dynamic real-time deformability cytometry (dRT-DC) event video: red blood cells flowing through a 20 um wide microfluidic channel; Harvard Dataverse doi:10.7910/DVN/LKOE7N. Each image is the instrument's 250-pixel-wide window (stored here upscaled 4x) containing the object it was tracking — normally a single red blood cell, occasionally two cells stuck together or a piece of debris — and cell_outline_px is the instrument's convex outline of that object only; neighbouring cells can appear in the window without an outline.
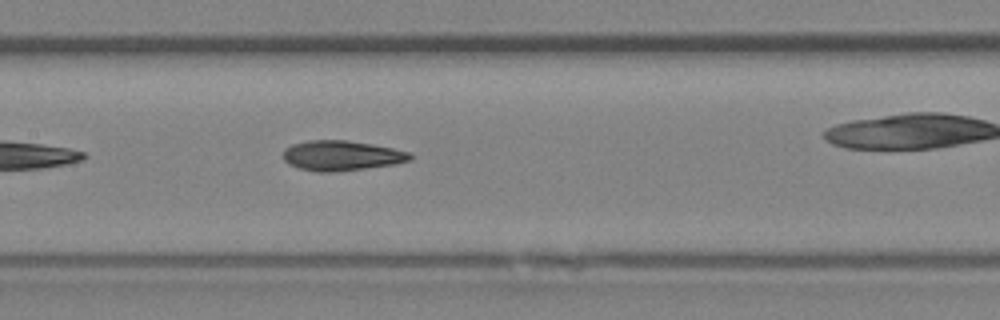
{"species": "Egyptian fruit bat (a non-hibernating species)", "species_latin": "Rousettus aegyptiacus", "temperature_condition": "room temperature", "stored_images_in_passage": 31, "camera_frame_rate_fps": 3000, "um_per_image_px": 0.085, "animal": {"sex": "female"}, "frame": {"image": 1, "passage_image": 10, "time_ms": 3.0, "image_size_px": [1000, 320], "cell_outline_px": [[412, 160], [392, 164], [364, 168], [332, 172], [316, 172], [300, 168], [288, 164], [284, 160], [284, 148], [292, 144], [308, 140], [344, 140], [372, 144], [412, 152]], "centroid_in_image_um": [29.02, 13.22], "position_along_channel_um": 178.4, "area_um2": 22.14}}